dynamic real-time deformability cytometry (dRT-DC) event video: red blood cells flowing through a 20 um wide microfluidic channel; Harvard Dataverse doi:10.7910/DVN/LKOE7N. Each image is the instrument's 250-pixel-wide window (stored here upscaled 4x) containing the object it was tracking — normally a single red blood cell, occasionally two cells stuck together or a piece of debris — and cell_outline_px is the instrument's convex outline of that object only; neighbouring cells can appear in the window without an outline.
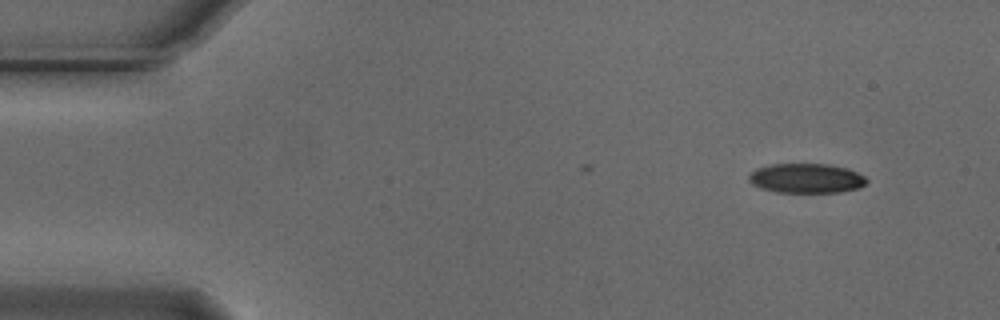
{"species": "Egyptian fruit bat (a non-hibernating species)", "species_latin": "Rousettus aegyptiacus", "temperature_condition": "cold", "stored_images_in_passage": 6, "camera_frame_rate_fps": 3000, "um_per_image_px": 0.085, "animal": {"sex": "male"}, "frame": {"image": 1, "passage_image": 1, "time_ms": 0.0, "image_size_px": [1000, 320], "cell_outline_px": [[868, 180], [860, 188], [840, 192], [776, 192], [760, 188], [752, 184], [748, 180], [748, 176], [752, 172], [760, 168], [772, 164], [832, 164], [848, 168], [864, 176]], "centroid_in_image_um": [68.56, 15.15], "position_along_channel_um": 16.4, "area_um2": 20.29}}